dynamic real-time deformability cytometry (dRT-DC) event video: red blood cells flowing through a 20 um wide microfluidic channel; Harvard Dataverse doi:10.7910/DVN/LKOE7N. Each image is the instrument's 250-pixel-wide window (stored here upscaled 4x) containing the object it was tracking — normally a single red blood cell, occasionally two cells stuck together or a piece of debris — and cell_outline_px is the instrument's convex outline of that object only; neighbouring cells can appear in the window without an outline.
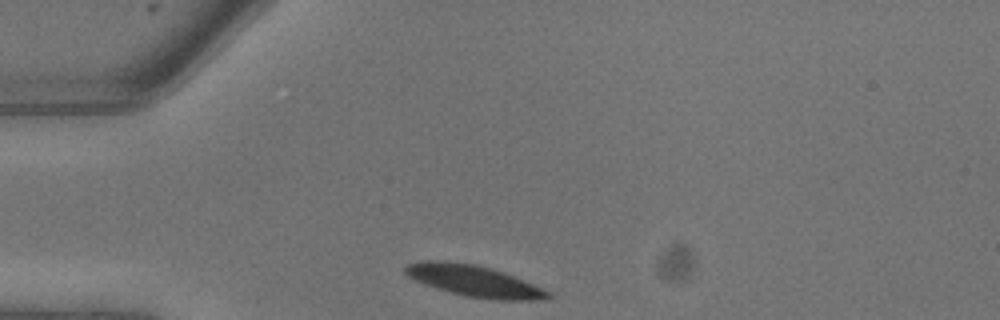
{"species": "common noctule bat (a hibernating species)", "species_latin": "Nyctalus noctula", "temperature_condition": "warm", "stored_images_in_passage": 2, "camera_frame_rate_fps": 3000, "um_per_image_px": 0.085, "animal": {"sex": "male", "body_mass_g": 13.3}, "frame": {"image": 1, "passage_image": 1, "time_ms": 0.0, "image_size_px": [1000, 320], "cell_outline_px": [[552, 296], [536, 300], [504, 300], [468, 296], [452, 292], [416, 280], [408, 276], [404, 272], [404, 268], [408, 264], [420, 260], [436, 260], [476, 264], [504, 272], [552, 292]], "centroid_in_image_um": [40.31, 23.86], "position_along_channel_um": 44.7, "area_um2": 25.49}}